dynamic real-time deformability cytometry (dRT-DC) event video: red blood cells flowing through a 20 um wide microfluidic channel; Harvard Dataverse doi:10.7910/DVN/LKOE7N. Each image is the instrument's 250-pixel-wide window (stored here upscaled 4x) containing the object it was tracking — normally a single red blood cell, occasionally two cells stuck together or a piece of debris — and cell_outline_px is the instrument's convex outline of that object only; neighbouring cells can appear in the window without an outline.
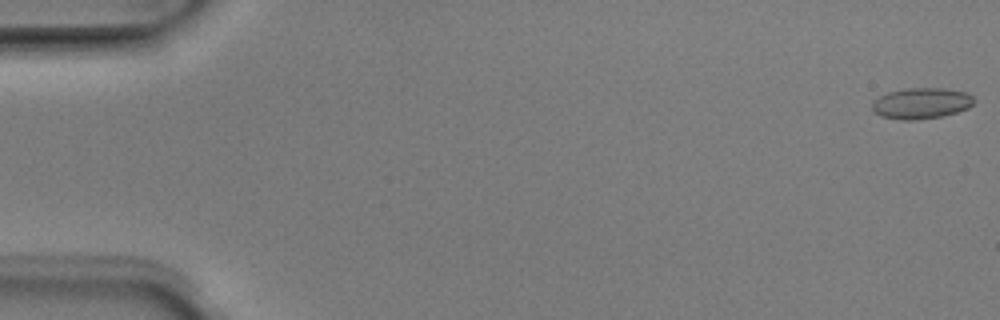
{"species": "Egyptian fruit bat (a non-hibernating species)", "species_latin": "Rousettus aegyptiacus", "temperature_condition": "room temperature", "stored_images_in_passage": 4, "camera_frame_rate_fps": 3000, "um_per_image_px": 0.085, "animal": {"sex": "male"}, "frame": {"image": 1, "passage_image": 1, "time_ms": 0.0, "image_size_px": [1000, 320], "cell_outline_px": [[976, 100], [968, 108], [956, 112], [940, 116], [916, 120], [900, 120], [880, 116], [872, 112], [872, 100], [888, 92], [908, 88], [944, 88], [968, 92]], "centroid_in_image_um": [78.29, 8.78], "position_along_channel_um": 6.7, "area_um2": 18.55}}